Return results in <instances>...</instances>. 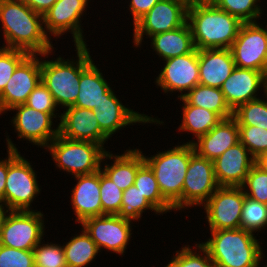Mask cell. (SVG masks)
Segmentation results:
<instances>
[{"mask_svg": "<svg viewBox=\"0 0 267 267\" xmlns=\"http://www.w3.org/2000/svg\"><path fill=\"white\" fill-rule=\"evenodd\" d=\"M134 185L160 214L174 210L173 206L162 196L154 173L146 163L138 169Z\"/></svg>", "mask_w": 267, "mask_h": 267, "instance_id": "cell-31", "label": "cell"}, {"mask_svg": "<svg viewBox=\"0 0 267 267\" xmlns=\"http://www.w3.org/2000/svg\"><path fill=\"white\" fill-rule=\"evenodd\" d=\"M58 118L59 135L71 140L90 141L104 145L109 137L100 129L91 109L69 106Z\"/></svg>", "mask_w": 267, "mask_h": 267, "instance_id": "cell-19", "label": "cell"}, {"mask_svg": "<svg viewBox=\"0 0 267 267\" xmlns=\"http://www.w3.org/2000/svg\"><path fill=\"white\" fill-rule=\"evenodd\" d=\"M150 38L153 51L163 60L182 56L196 49L188 22L175 30L158 33Z\"/></svg>", "mask_w": 267, "mask_h": 267, "instance_id": "cell-26", "label": "cell"}, {"mask_svg": "<svg viewBox=\"0 0 267 267\" xmlns=\"http://www.w3.org/2000/svg\"><path fill=\"white\" fill-rule=\"evenodd\" d=\"M132 223L131 220L118 215L105 214L88 218L81 223V226L99 250L104 248L123 255L132 235Z\"/></svg>", "mask_w": 267, "mask_h": 267, "instance_id": "cell-12", "label": "cell"}, {"mask_svg": "<svg viewBox=\"0 0 267 267\" xmlns=\"http://www.w3.org/2000/svg\"><path fill=\"white\" fill-rule=\"evenodd\" d=\"M74 177L78 181L71 191L70 200L74 215H76V222L81 224L88 218L102 216L100 170L92 174Z\"/></svg>", "mask_w": 267, "mask_h": 267, "instance_id": "cell-22", "label": "cell"}, {"mask_svg": "<svg viewBox=\"0 0 267 267\" xmlns=\"http://www.w3.org/2000/svg\"><path fill=\"white\" fill-rule=\"evenodd\" d=\"M195 152L192 143L174 146L173 149L144 156L145 163L152 169L162 196L173 206L182 210V188L191 155Z\"/></svg>", "mask_w": 267, "mask_h": 267, "instance_id": "cell-5", "label": "cell"}, {"mask_svg": "<svg viewBox=\"0 0 267 267\" xmlns=\"http://www.w3.org/2000/svg\"><path fill=\"white\" fill-rule=\"evenodd\" d=\"M9 211L10 210L7 208V206L5 204H3L2 202H0V229L3 226V222H4L5 217Z\"/></svg>", "mask_w": 267, "mask_h": 267, "instance_id": "cell-48", "label": "cell"}, {"mask_svg": "<svg viewBox=\"0 0 267 267\" xmlns=\"http://www.w3.org/2000/svg\"><path fill=\"white\" fill-rule=\"evenodd\" d=\"M266 226L267 204L260 203L245 196L241 212L240 228L254 234L266 228Z\"/></svg>", "mask_w": 267, "mask_h": 267, "instance_id": "cell-34", "label": "cell"}, {"mask_svg": "<svg viewBox=\"0 0 267 267\" xmlns=\"http://www.w3.org/2000/svg\"><path fill=\"white\" fill-rule=\"evenodd\" d=\"M8 174V157L0 160V202L4 204V191L6 188V177Z\"/></svg>", "mask_w": 267, "mask_h": 267, "instance_id": "cell-46", "label": "cell"}, {"mask_svg": "<svg viewBox=\"0 0 267 267\" xmlns=\"http://www.w3.org/2000/svg\"><path fill=\"white\" fill-rule=\"evenodd\" d=\"M213 163L219 186L241 187L248 172L255 165V158L239 141L228 148Z\"/></svg>", "mask_w": 267, "mask_h": 267, "instance_id": "cell-20", "label": "cell"}, {"mask_svg": "<svg viewBox=\"0 0 267 267\" xmlns=\"http://www.w3.org/2000/svg\"><path fill=\"white\" fill-rule=\"evenodd\" d=\"M88 1L57 0L43 16L47 35L51 33V36L59 38L64 33L70 32L74 39L75 47L87 46L81 29V17L87 11Z\"/></svg>", "mask_w": 267, "mask_h": 267, "instance_id": "cell-14", "label": "cell"}, {"mask_svg": "<svg viewBox=\"0 0 267 267\" xmlns=\"http://www.w3.org/2000/svg\"><path fill=\"white\" fill-rule=\"evenodd\" d=\"M114 93L113 89H110L105 93V99L97 106V108L92 110L99 123L100 129L108 137H112V134L131 124L154 123L155 125H161L164 123L156 118L125 107Z\"/></svg>", "mask_w": 267, "mask_h": 267, "instance_id": "cell-18", "label": "cell"}, {"mask_svg": "<svg viewBox=\"0 0 267 267\" xmlns=\"http://www.w3.org/2000/svg\"><path fill=\"white\" fill-rule=\"evenodd\" d=\"M165 65L156 79V85L164 93L177 91L182 98L199 84L198 49L193 52L164 60ZM184 91V92H183ZM187 91V92H185Z\"/></svg>", "mask_w": 267, "mask_h": 267, "instance_id": "cell-16", "label": "cell"}, {"mask_svg": "<svg viewBox=\"0 0 267 267\" xmlns=\"http://www.w3.org/2000/svg\"><path fill=\"white\" fill-rule=\"evenodd\" d=\"M123 191L100 169V200L102 215H118L121 210Z\"/></svg>", "mask_w": 267, "mask_h": 267, "instance_id": "cell-37", "label": "cell"}, {"mask_svg": "<svg viewBox=\"0 0 267 267\" xmlns=\"http://www.w3.org/2000/svg\"><path fill=\"white\" fill-rule=\"evenodd\" d=\"M184 1H186L188 4H190V3H196V2L202 1V0H184Z\"/></svg>", "mask_w": 267, "mask_h": 267, "instance_id": "cell-51", "label": "cell"}, {"mask_svg": "<svg viewBox=\"0 0 267 267\" xmlns=\"http://www.w3.org/2000/svg\"><path fill=\"white\" fill-rule=\"evenodd\" d=\"M199 84L219 88L236 65L230 49L198 50Z\"/></svg>", "mask_w": 267, "mask_h": 267, "instance_id": "cell-24", "label": "cell"}, {"mask_svg": "<svg viewBox=\"0 0 267 267\" xmlns=\"http://www.w3.org/2000/svg\"><path fill=\"white\" fill-rule=\"evenodd\" d=\"M0 22L6 42L2 47L42 57L50 56L54 50L51 37L45 32L43 16L23 0H0Z\"/></svg>", "mask_w": 267, "mask_h": 267, "instance_id": "cell-1", "label": "cell"}, {"mask_svg": "<svg viewBox=\"0 0 267 267\" xmlns=\"http://www.w3.org/2000/svg\"><path fill=\"white\" fill-rule=\"evenodd\" d=\"M7 141L8 174L4 191V204L10 211H32L31 203L40 193L36 171L16 148L9 136Z\"/></svg>", "mask_w": 267, "mask_h": 267, "instance_id": "cell-6", "label": "cell"}, {"mask_svg": "<svg viewBox=\"0 0 267 267\" xmlns=\"http://www.w3.org/2000/svg\"><path fill=\"white\" fill-rule=\"evenodd\" d=\"M189 4L184 0L158 1L135 25L133 43L141 47L143 35L149 38L155 34L175 30L187 22Z\"/></svg>", "mask_w": 267, "mask_h": 267, "instance_id": "cell-9", "label": "cell"}, {"mask_svg": "<svg viewBox=\"0 0 267 267\" xmlns=\"http://www.w3.org/2000/svg\"><path fill=\"white\" fill-rule=\"evenodd\" d=\"M29 54L16 68L0 93V115L17 105L25 104L29 94L41 81V61Z\"/></svg>", "mask_w": 267, "mask_h": 267, "instance_id": "cell-15", "label": "cell"}, {"mask_svg": "<svg viewBox=\"0 0 267 267\" xmlns=\"http://www.w3.org/2000/svg\"><path fill=\"white\" fill-rule=\"evenodd\" d=\"M81 232L63 244L68 267H85L101 252L83 228Z\"/></svg>", "mask_w": 267, "mask_h": 267, "instance_id": "cell-30", "label": "cell"}, {"mask_svg": "<svg viewBox=\"0 0 267 267\" xmlns=\"http://www.w3.org/2000/svg\"><path fill=\"white\" fill-rule=\"evenodd\" d=\"M149 209L160 215L156 208L141 194L139 189L132 185L123 191L121 210L118 216L131 221L141 220L143 212Z\"/></svg>", "mask_w": 267, "mask_h": 267, "instance_id": "cell-33", "label": "cell"}, {"mask_svg": "<svg viewBox=\"0 0 267 267\" xmlns=\"http://www.w3.org/2000/svg\"><path fill=\"white\" fill-rule=\"evenodd\" d=\"M241 187L247 197L267 204V172L258 165L250 169Z\"/></svg>", "mask_w": 267, "mask_h": 267, "instance_id": "cell-40", "label": "cell"}, {"mask_svg": "<svg viewBox=\"0 0 267 267\" xmlns=\"http://www.w3.org/2000/svg\"><path fill=\"white\" fill-rule=\"evenodd\" d=\"M219 187L214 163L194 152L182 188V209L202 206Z\"/></svg>", "mask_w": 267, "mask_h": 267, "instance_id": "cell-13", "label": "cell"}, {"mask_svg": "<svg viewBox=\"0 0 267 267\" xmlns=\"http://www.w3.org/2000/svg\"><path fill=\"white\" fill-rule=\"evenodd\" d=\"M237 67L267 71V28L258 21L242 23L237 38L230 47Z\"/></svg>", "mask_w": 267, "mask_h": 267, "instance_id": "cell-10", "label": "cell"}, {"mask_svg": "<svg viewBox=\"0 0 267 267\" xmlns=\"http://www.w3.org/2000/svg\"><path fill=\"white\" fill-rule=\"evenodd\" d=\"M29 55L28 52L0 47V93L12 77L17 66Z\"/></svg>", "mask_w": 267, "mask_h": 267, "instance_id": "cell-41", "label": "cell"}, {"mask_svg": "<svg viewBox=\"0 0 267 267\" xmlns=\"http://www.w3.org/2000/svg\"><path fill=\"white\" fill-rule=\"evenodd\" d=\"M189 105L208 109L217 113L222 119L233 116V111L227 105L219 88L197 84L182 97Z\"/></svg>", "mask_w": 267, "mask_h": 267, "instance_id": "cell-29", "label": "cell"}, {"mask_svg": "<svg viewBox=\"0 0 267 267\" xmlns=\"http://www.w3.org/2000/svg\"><path fill=\"white\" fill-rule=\"evenodd\" d=\"M195 249L198 253L189 245H184L181 250L176 251V255L165 267H215L207 250L200 243L196 242Z\"/></svg>", "mask_w": 267, "mask_h": 267, "instance_id": "cell-36", "label": "cell"}, {"mask_svg": "<svg viewBox=\"0 0 267 267\" xmlns=\"http://www.w3.org/2000/svg\"><path fill=\"white\" fill-rule=\"evenodd\" d=\"M25 105L37 111L50 113L54 118H56L58 114L55 113L56 111H58L56 108L58 106L55 103L52 94L42 83V81H40L36 88L29 94Z\"/></svg>", "mask_w": 267, "mask_h": 267, "instance_id": "cell-42", "label": "cell"}, {"mask_svg": "<svg viewBox=\"0 0 267 267\" xmlns=\"http://www.w3.org/2000/svg\"><path fill=\"white\" fill-rule=\"evenodd\" d=\"M103 147L94 142L71 140L58 135L46 149L57 168L77 176L92 174L101 169L106 153Z\"/></svg>", "mask_w": 267, "mask_h": 267, "instance_id": "cell-7", "label": "cell"}, {"mask_svg": "<svg viewBox=\"0 0 267 267\" xmlns=\"http://www.w3.org/2000/svg\"><path fill=\"white\" fill-rule=\"evenodd\" d=\"M187 22L198 50L230 49L243 22L219 9L212 1L190 3Z\"/></svg>", "mask_w": 267, "mask_h": 267, "instance_id": "cell-2", "label": "cell"}, {"mask_svg": "<svg viewBox=\"0 0 267 267\" xmlns=\"http://www.w3.org/2000/svg\"><path fill=\"white\" fill-rule=\"evenodd\" d=\"M264 254L262 253L261 254V256L258 258V261H257V263H256V265H255V267H260L259 265H261L260 263V261L263 259V257H265V256H263ZM263 267H267V265H263Z\"/></svg>", "mask_w": 267, "mask_h": 267, "instance_id": "cell-49", "label": "cell"}, {"mask_svg": "<svg viewBox=\"0 0 267 267\" xmlns=\"http://www.w3.org/2000/svg\"><path fill=\"white\" fill-rule=\"evenodd\" d=\"M160 0H131L129 10L135 25Z\"/></svg>", "mask_w": 267, "mask_h": 267, "instance_id": "cell-44", "label": "cell"}, {"mask_svg": "<svg viewBox=\"0 0 267 267\" xmlns=\"http://www.w3.org/2000/svg\"><path fill=\"white\" fill-rule=\"evenodd\" d=\"M43 216L37 210L9 211L0 229V245L33 250L45 235Z\"/></svg>", "mask_w": 267, "mask_h": 267, "instance_id": "cell-8", "label": "cell"}, {"mask_svg": "<svg viewBox=\"0 0 267 267\" xmlns=\"http://www.w3.org/2000/svg\"><path fill=\"white\" fill-rule=\"evenodd\" d=\"M245 196L242 187L219 186L202 205L209 230L239 229Z\"/></svg>", "mask_w": 267, "mask_h": 267, "instance_id": "cell-11", "label": "cell"}, {"mask_svg": "<svg viewBox=\"0 0 267 267\" xmlns=\"http://www.w3.org/2000/svg\"><path fill=\"white\" fill-rule=\"evenodd\" d=\"M239 142V127L233 117L222 119L207 134L197 141L190 140L195 152L210 161H214L228 148Z\"/></svg>", "mask_w": 267, "mask_h": 267, "instance_id": "cell-23", "label": "cell"}, {"mask_svg": "<svg viewBox=\"0 0 267 267\" xmlns=\"http://www.w3.org/2000/svg\"><path fill=\"white\" fill-rule=\"evenodd\" d=\"M265 87H264V94L267 96V71L265 72Z\"/></svg>", "mask_w": 267, "mask_h": 267, "instance_id": "cell-50", "label": "cell"}, {"mask_svg": "<svg viewBox=\"0 0 267 267\" xmlns=\"http://www.w3.org/2000/svg\"><path fill=\"white\" fill-rule=\"evenodd\" d=\"M110 86L92 62L80 75L79 93L73 106L91 110L97 108L105 99V93L112 88Z\"/></svg>", "mask_w": 267, "mask_h": 267, "instance_id": "cell-27", "label": "cell"}, {"mask_svg": "<svg viewBox=\"0 0 267 267\" xmlns=\"http://www.w3.org/2000/svg\"><path fill=\"white\" fill-rule=\"evenodd\" d=\"M212 2L241 22H256L262 16V8L257 2L260 0H212Z\"/></svg>", "mask_w": 267, "mask_h": 267, "instance_id": "cell-35", "label": "cell"}, {"mask_svg": "<svg viewBox=\"0 0 267 267\" xmlns=\"http://www.w3.org/2000/svg\"><path fill=\"white\" fill-rule=\"evenodd\" d=\"M210 232L208 241L200 244L215 267H255L263 250L254 234L241 228Z\"/></svg>", "mask_w": 267, "mask_h": 267, "instance_id": "cell-3", "label": "cell"}, {"mask_svg": "<svg viewBox=\"0 0 267 267\" xmlns=\"http://www.w3.org/2000/svg\"><path fill=\"white\" fill-rule=\"evenodd\" d=\"M0 267H35L33 250L0 245Z\"/></svg>", "mask_w": 267, "mask_h": 267, "instance_id": "cell-43", "label": "cell"}, {"mask_svg": "<svg viewBox=\"0 0 267 267\" xmlns=\"http://www.w3.org/2000/svg\"><path fill=\"white\" fill-rule=\"evenodd\" d=\"M239 141L255 159L267 151V129L250 125H238Z\"/></svg>", "mask_w": 267, "mask_h": 267, "instance_id": "cell-39", "label": "cell"}, {"mask_svg": "<svg viewBox=\"0 0 267 267\" xmlns=\"http://www.w3.org/2000/svg\"><path fill=\"white\" fill-rule=\"evenodd\" d=\"M267 99V96L265 97ZM238 125H250L267 129V101L255 99L238 106L232 116Z\"/></svg>", "mask_w": 267, "mask_h": 267, "instance_id": "cell-32", "label": "cell"}, {"mask_svg": "<svg viewBox=\"0 0 267 267\" xmlns=\"http://www.w3.org/2000/svg\"><path fill=\"white\" fill-rule=\"evenodd\" d=\"M141 149H129L122 155H113L106 151L104 158L114 159L113 163L104 165L101 170L114 182L122 191L134 185L138 169L145 163Z\"/></svg>", "mask_w": 267, "mask_h": 267, "instance_id": "cell-25", "label": "cell"}, {"mask_svg": "<svg viewBox=\"0 0 267 267\" xmlns=\"http://www.w3.org/2000/svg\"><path fill=\"white\" fill-rule=\"evenodd\" d=\"M8 111H16L11 122L19 139H26L38 147H47L59 135L58 126L53 129V116L22 104Z\"/></svg>", "mask_w": 267, "mask_h": 267, "instance_id": "cell-17", "label": "cell"}, {"mask_svg": "<svg viewBox=\"0 0 267 267\" xmlns=\"http://www.w3.org/2000/svg\"><path fill=\"white\" fill-rule=\"evenodd\" d=\"M255 164L267 172V151L255 159Z\"/></svg>", "mask_w": 267, "mask_h": 267, "instance_id": "cell-47", "label": "cell"}, {"mask_svg": "<svg viewBox=\"0 0 267 267\" xmlns=\"http://www.w3.org/2000/svg\"><path fill=\"white\" fill-rule=\"evenodd\" d=\"M263 72L235 67L229 78L224 81L220 90L229 108L234 111L238 106L258 99L257 91L265 87ZM261 87V88H260Z\"/></svg>", "mask_w": 267, "mask_h": 267, "instance_id": "cell-21", "label": "cell"}, {"mask_svg": "<svg viewBox=\"0 0 267 267\" xmlns=\"http://www.w3.org/2000/svg\"><path fill=\"white\" fill-rule=\"evenodd\" d=\"M33 256L35 267H68L60 244H43L40 241L33 249Z\"/></svg>", "mask_w": 267, "mask_h": 267, "instance_id": "cell-38", "label": "cell"}, {"mask_svg": "<svg viewBox=\"0 0 267 267\" xmlns=\"http://www.w3.org/2000/svg\"><path fill=\"white\" fill-rule=\"evenodd\" d=\"M36 13L44 14L54 5L57 0H23Z\"/></svg>", "mask_w": 267, "mask_h": 267, "instance_id": "cell-45", "label": "cell"}, {"mask_svg": "<svg viewBox=\"0 0 267 267\" xmlns=\"http://www.w3.org/2000/svg\"><path fill=\"white\" fill-rule=\"evenodd\" d=\"M87 46H76L77 60L57 57L41 61V81L52 94L57 106H73L79 93L81 73L94 62ZM72 60V61H71Z\"/></svg>", "mask_w": 267, "mask_h": 267, "instance_id": "cell-4", "label": "cell"}, {"mask_svg": "<svg viewBox=\"0 0 267 267\" xmlns=\"http://www.w3.org/2000/svg\"><path fill=\"white\" fill-rule=\"evenodd\" d=\"M182 104V123L178 127L179 131L192 133L196 140L207 134L215 127L222 118L215 112L201 107L189 105L183 98H179Z\"/></svg>", "mask_w": 267, "mask_h": 267, "instance_id": "cell-28", "label": "cell"}]
</instances>
